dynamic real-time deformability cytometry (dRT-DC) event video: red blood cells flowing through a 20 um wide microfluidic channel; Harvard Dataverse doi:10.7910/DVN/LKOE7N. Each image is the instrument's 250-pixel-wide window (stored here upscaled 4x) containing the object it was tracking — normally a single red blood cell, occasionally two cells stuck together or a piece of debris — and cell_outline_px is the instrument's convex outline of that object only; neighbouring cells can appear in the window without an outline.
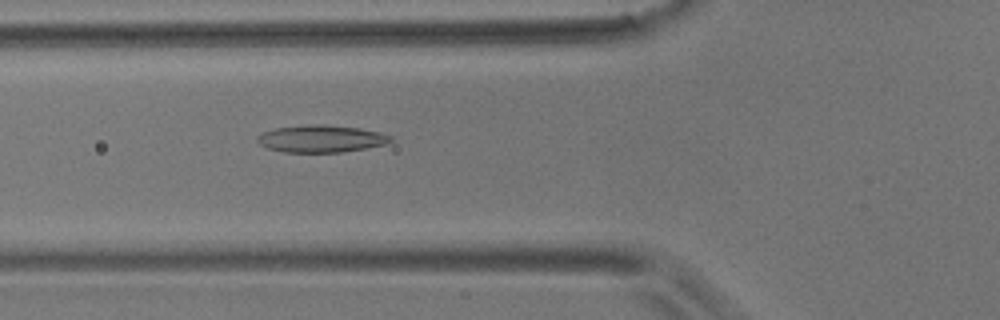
{"species": "common noctule bat (a hibernating species)", "species_latin": "Nyctalus noctula", "temperature_condition": "room temperature", "stored_images_in_passage": 55, "camera_frame_rate_fps": 3000, "um_per_image_px": 0.085, "animal": {"sex": "male", "body_mass_g": 17.9}, "frame": {"image": 1, "passage_image": 20, "time_ms": 6.333, "image_size_px": [1000, 320], "cell_outline_px": [[392, 140], [388, 144], [340, 152], [284, 152], [268, 148], [260, 144], [256, 140], [256, 136], [264, 132], [276, 128], [316, 124], [324, 124], [360, 128], [380, 132], [392, 136]], "centroid_in_image_um": [27.31, 11.79], "position_along_channel_um": 98.5, "area_um2": 21.04}}
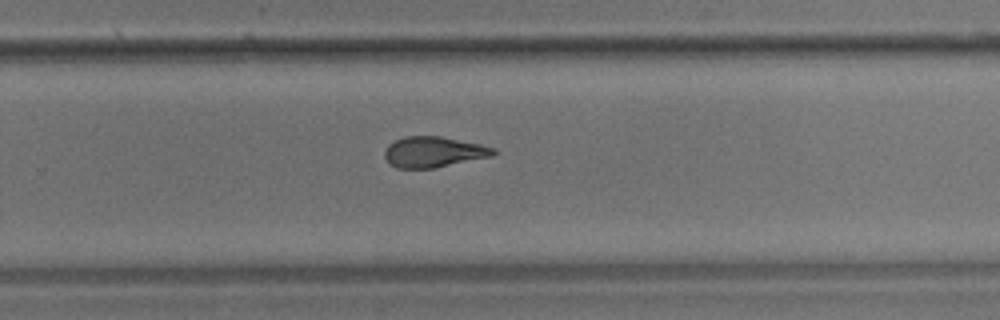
{"frame": {"image": 2, "passage_image": 36, "time_ms": 11.667, "image_size_px": [1000, 320], "cell_outline_px": [[496, 152], [492, 156], [432, 168], [396, 168], [388, 164], [384, 156], [384, 152], [388, 144], [404, 136], [440, 136], [480, 144], [496, 148]], "centroid_in_image_um": [36.82, 12.91], "position_along_channel_um": 293.0, "area_um2": 19.42}}
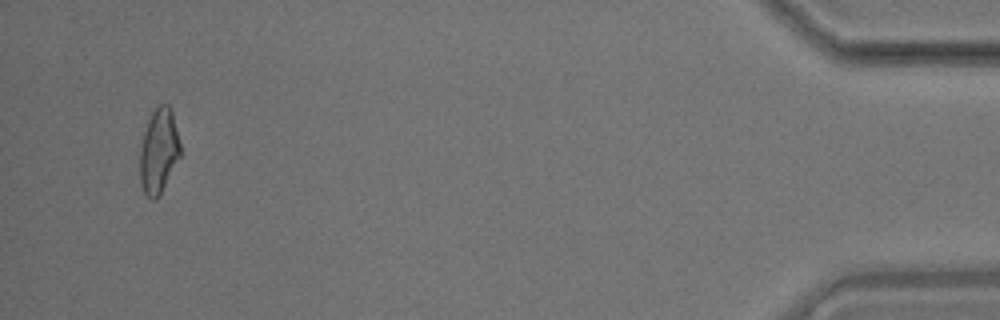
{"frame": {"image": 3, "passage_image": 53, "time_ms": 17.333, "image_size_px": [1000, 320], "cell_outline_px": [[180, 156], [156, 200], [152, 200], [144, 192], [140, 184], [140, 148], [144, 132], [148, 120], [152, 112], [160, 104], [168, 104], [172, 112], [180, 144]], "centroid_in_image_um": [13.48, 12.83], "position_along_channel_um": 421.7, "area_um2": 19.59}, "authors_computed_cell_mechanics": {"area_um2": 20.3456, "velocity_mm_per_s": 3.6408, "shape_relaxation_time_tau1_ms": 7.6008, "shape_relaxation_time_tau2_ms": 2.0859, "deformation_change_tau1": 0.1814, "deformation_change_tau2": 0.0983}}